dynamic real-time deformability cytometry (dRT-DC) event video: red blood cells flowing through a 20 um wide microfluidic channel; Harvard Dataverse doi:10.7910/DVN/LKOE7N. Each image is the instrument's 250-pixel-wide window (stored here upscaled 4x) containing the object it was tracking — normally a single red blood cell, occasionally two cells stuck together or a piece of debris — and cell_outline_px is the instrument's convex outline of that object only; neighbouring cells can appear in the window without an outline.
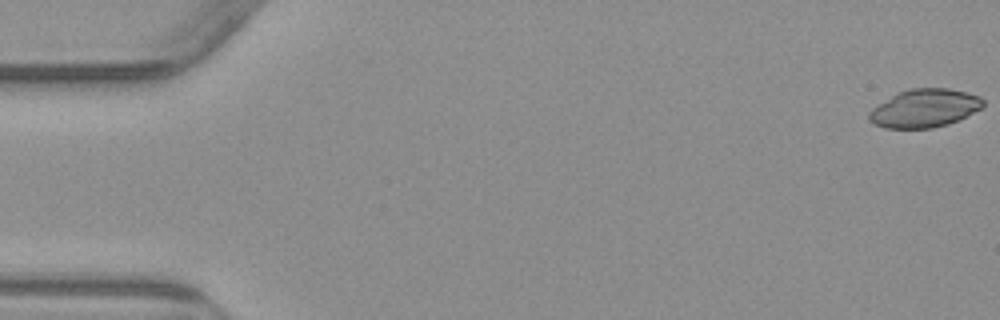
{"species": "common noctule bat (a hibernating species)", "species_latin": "Nyctalus noctula", "temperature_condition": "warm", "stored_images_in_passage": 5, "camera_frame_rate_fps": 3000, "um_per_image_px": 0.085, "animal": {"sex": "male", "body_mass_g": 23.1, "forearm_length_mm": 52.7}, "frame": {"image": 1, "passage_image": 1, "time_ms": 0.0, "image_size_px": [1000, 320], "cell_outline_px": [[984, 104], [980, 108], [960, 120], [948, 124], [932, 128], [884, 128], [868, 120], [868, 112], [872, 108], [892, 96], [900, 92], [912, 88], [948, 88], [968, 92], [980, 96], [984, 100]], "centroid_in_image_um": [78.6, 9.2], "position_along_channel_um": 6.4, "area_um2": 25.37}}
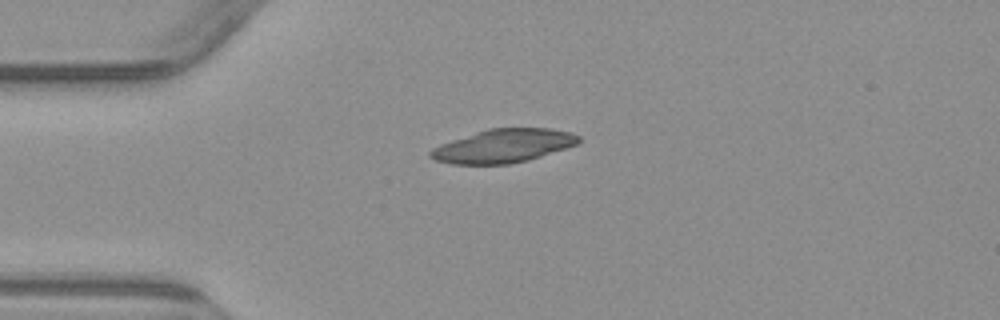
{"frame": {"image": 2, "passage_image": 4, "time_ms": 4.333, "image_size_px": [1000, 320], "cell_outline_px": [[580, 140], [576, 144], [528, 160], [508, 164], [452, 164], [436, 160], [428, 156], [428, 152], [432, 148], [440, 144], [488, 128], [552, 128], [572, 132], [580, 136]], "centroid_in_image_um": [42.76, 12.39], "position_along_channel_um": 42.2, "area_um2": 28.78}}